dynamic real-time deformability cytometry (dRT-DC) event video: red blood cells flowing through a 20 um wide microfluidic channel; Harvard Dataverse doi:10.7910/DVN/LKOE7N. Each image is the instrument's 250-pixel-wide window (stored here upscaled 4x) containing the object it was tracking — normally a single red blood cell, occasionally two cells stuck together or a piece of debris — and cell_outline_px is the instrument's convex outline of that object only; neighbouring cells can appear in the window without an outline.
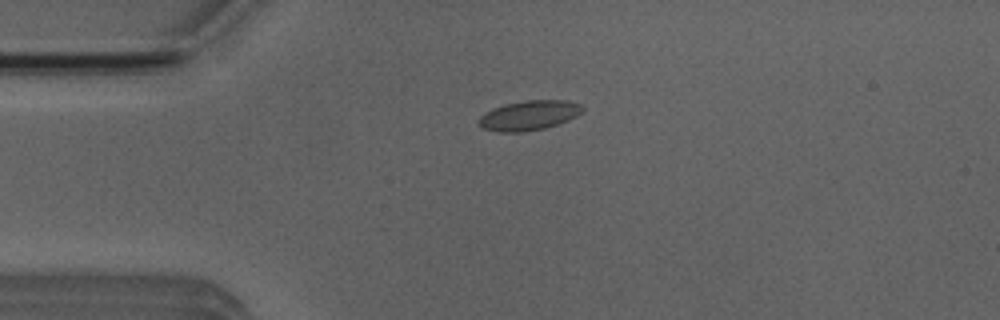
{"species": "Egyptian fruit bat (a non-hibernating species)", "species_latin": "Rousettus aegyptiacus", "temperature_condition": "room temperature", "stored_images_in_passage": 5, "camera_frame_rate_fps": 3000, "um_per_image_px": 0.085, "animal": {"sex": "male"}, "frame": {"image": 1, "passage_image": 4, "time_ms": 3.333, "image_size_px": [1000, 320], "cell_outline_px": [[584, 112], [568, 120], [544, 128], [520, 132], [496, 132], [484, 128], [476, 124], [476, 120], [484, 112], [492, 108], [504, 104], [524, 100], [568, 100], [580, 104], [584, 108]], "centroid_in_image_um": [44.93, 9.8], "position_along_channel_um": 40.1, "area_um2": 18.21}}